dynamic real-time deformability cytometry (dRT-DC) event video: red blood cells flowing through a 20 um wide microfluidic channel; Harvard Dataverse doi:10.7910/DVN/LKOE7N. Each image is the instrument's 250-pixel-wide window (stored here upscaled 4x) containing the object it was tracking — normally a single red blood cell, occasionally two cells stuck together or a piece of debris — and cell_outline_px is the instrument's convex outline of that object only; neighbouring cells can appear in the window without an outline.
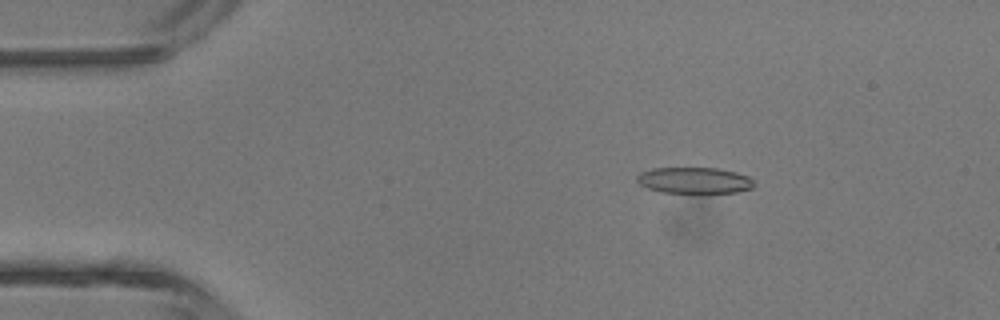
{"species": "common noctule bat (a hibernating species)", "species_latin": "Nyctalus noctula", "temperature_condition": "room temperature", "stored_images_in_passage": 5, "camera_frame_rate_fps": 3000, "um_per_image_px": 0.085, "animal": {"sex": "male", "body_mass_g": 13.3}, "frame": {"image": 1, "passage_image": 3, "time_ms": 2.333, "image_size_px": [1000, 320], "cell_outline_px": [[756, 184], [752, 188], [736, 192], [660, 192], [648, 188], [640, 184], [636, 180], [636, 176], [640, 172], [652, 168], [716, 168], [736, 172], [748, 176]], "centroid_in_image_um": [59.0, 15.32], "position_along_channel_um": 26.0, "area_um2": 17.74}}
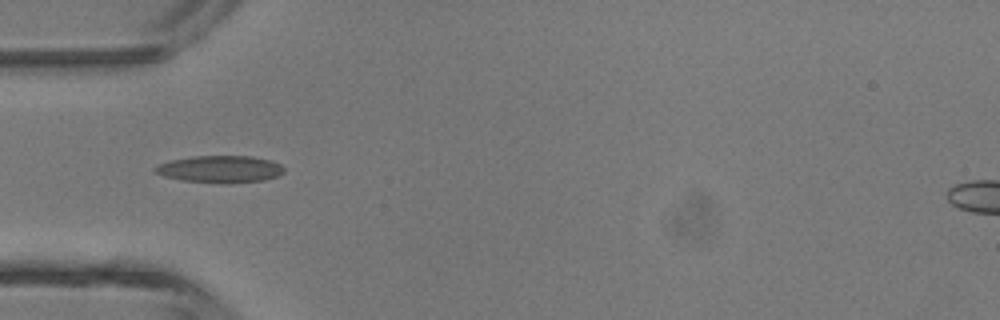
{"frame": {"image": 2, "passage_image": 5, "time_ms": 4.667, "image_size_px": [1000, 320], "cell_outline_px": [[284, 172], [276, 176], [264, 180], [220, 184], [184, 180], [164, 176], [156, 172], [152, 168], [160, 164], [172, 160], [192, 156], [252, 156], [272, 160], [280, 164], [284, 168]], "centroid_in_image_um": [18.74, 14.37], "position_along_channel_um": 66.3, "area_um2": 20.29}}